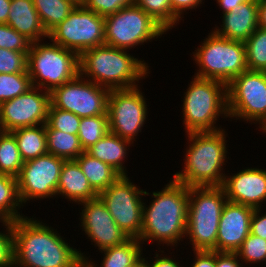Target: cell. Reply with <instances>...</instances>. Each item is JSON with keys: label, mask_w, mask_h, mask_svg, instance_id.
Wrapping results in <instances>:
<instances>
[{"label": "cell", "mask_w": 266, "mask_h": 267, "mask_svg": "<svg viewBox=\"0 0 266 267\" xmlns=\"http://www.w3.org/2000/svg\"><path fill=\"white\" fill-rule=\"evenodd\" d=\"M75 161L87 177L91 187L99 194L113 184L121 175L109 164L92 157L84 151Z\"/></svg>", "instance_id": "obj_25"}, {"label": "cell", "mask_w": 266, "mask_h": 267, "mask_svg": "<svg viewBox=\"0 0 266 267\" xmlns=\"http://www.w3.org/2000/svg\"><path fill=\"white\" fill-rule=\"evenodd\" d=\"M38 218L26 215L12 222L14 262L19 267H72L80 257H91Z\"/></svg>", "instance_id": "obj_2"}, {"label": "cell", "mask_w": 266, "mask_h": 267, "mask_svg": "<svg viewBox=\"0 0 266 267\" xmlns=\"http://www.w3.org/2000/svg\"><path fill=\"white\" fill-rule=\"evenodd\" d=\"M191 80L181 100L183 131L189 133L223 129L218 121L220 117L229 119L227 85L194 75Z\"/></svg>", "instance_id": "obj_5"}, {"label": "cell", "mask_w": 266, "mask_h": 267, "mask_svg": "<svg viewBox=\"0 0 266 267\" xmlns=\"http://www.w3.org/2000/svg\"><path fill=\"white\" fill-rule=\"evenodd\" d=\"M110 90L87 80L78 74L71 81L56 87L51 95V104L58 109L72 112L80 118L108 115Z\"/></svg>", "instance_id": "obj_15"}, {"label": "cell", "mask_w": 266, "mask_h": 267, "mask_svg": "<svg viewBox=\"0 0 266 267\" xmlns=\"http://www.w3.org/2000/svg\"><path fill=\"white\" fill-rule=\"evenodd\" d=\"M236 253L244 267L255 264L256 266L265 264L266 267V239L250 233Z\"/></svg>", "instance_id": "obj_35"}, {"label": "cell", "mask_w": 266, "mask_h": 267, "mask_svg": "<svg viewBox=\"0 0 266 267\" xmlns=\"http://www.w3.org/2000/svg\"><path fill=\"white\" fill-rule=\"evenodd\" d=\"M145 189L135 185L130 176L121 175L98 197L106 205L115 223L128 238L140 237Z\"/></svg>", "instance_id": "obj_12"}, {"label": "cell", "mask_w": 266, "mask_h": 267, "mask_svg": "<svg viewBox=\"0 0 266 267\" xmlns=\"http://www.w3.org/2000/svg\"><path fill=\"white\" fill-rule=\"evenodd\" d=\"M81 118L76 114L55 108L52 104L49 107L47 124L55 130L68 134H78Z\"/></svg>", "instance_id": "obj_36"}, {"label": "cell", "mask_w": 266, "mask_h": 267, "mask_svg": "<svg viewBox=\"0 0 266 267\" xmlns=\"http://www.w3.org/2000/svg\"><path fill=\"white\" fill-rule=\"evenodd\" d=\"M71 1H73L77 5H83L84 3V0H71Z\"/></svg>", "instance_id": "obj_51"}, {"label": "cell", "mask_w": 266, "mask_h": 267, "mask_svg": "<svg viewBox=\"0 0 266 267\" xmlns=\"http://www.w3.org/2000/svg\"><path fill=\"white\" fill-rule=\"evenodd\" d=\"M254 208L228 201L223 207L217 232L216 252H236L250 234Z\"/></svg>", "instance_id": "obj_19"}, {"label": "cell", "mask_w": 266, "mask_h": 267, "mask_svg": "<svg viewBox=\"0 0 266 267\" xmlns=\"http://www.w3.org/2000/svg\"><path fill=\"white\" fill-rule=\"evenodd\" d=\"M226 202V193L222 186L189 188L184 240L191 245L192 251H212L216 247L219 221Z\"/></svg>", "instance_id": "obj_7"}, {"label": "cell", "mask_w": 266, "mask_h": 267, "mask_svg": "<svg viewBox=\"0 0 266 267\" xmlns=\"http://www.w3.org/2000/svg\"><path fill=\"white\" fill-rule=\"evenodd\" d=\"M145 13L150 15L167 32L176 29L181 22L172 12L170 0H133ZM176 26V27H175Z\"/></svg>", "instance_id": "obj_32"}, {"label": "cell", "mask_w": 266, "mask_h": 267, "mask_svg": "<svg viewBox=\"0 0 266 267\" xmlns=\"http://www.w3.org/2000/svg\"><path fill=\"white\" fill-rule=\"evenodd\" d=\"M219 26L211 28L224 38L245 42L258 28V0H248L234 10L221 15Z\"/></svg>", "instance_id": "obj_20"}, {"label": "cell", "mask_w": 266, "mask_h": 267, "mask_svg": "<svg viewBox=\"0 0 266 267\" xmlns=\"http://www.w3.org/2000/svg\"><path fill=\"white\" fill-rule=\"evenodd\" d=\"M216 1L218 8L220 11L222 10L221 14H224L229 11H234L236 10L241 3L248 1V0H214Z\"/></svg>", "instance_id": "obj_46"}, {"label": "cell", "mask_w": 266, "mask_h": 267, "mask_svg": "<svg viewBox=\"0 0 266 267\" xmlns=\"http://www.w3.org/2000/svg\"><path fill=\"white\" fill-rule=\"evenodd\" d=\"M45 131L48 154L65 160H75L84 152L78 135L52 129L47 123L45 124Z\"/></svg>", "instance_id": "obj_27"}, {"label": "cell", "mask_w": 266, "mask_h": 267, "mask_svg": "<svg viewBox=\"0 0 266 267\" xmlns=\"http://www.w3.org/2000/svg\"><path fill=\"white\" fill-rule=\"evenodd\" d=\"M203 1L205 2V0H170L173 14L183 22L184 14L189 13V10L191 12L192 10H196V8L199 9V7L204 5Z\"/></svg>", "instance_id": "obj_42"}, {"label": "cell", "mask_w": 266, "mask_h": 267, "mask_svg": "<svg viewBox=\"0 0 266 267\" xmlns=\"http://www.w3.org/2000/svg\"><path fill=\"white\" fill-rule=\"evenodd\" d=\"M9 221L0 213V225H1V229L3 228V226H5Z\"/></svg>", "instance_id": "obj_50"}, {"label": "cell", "mask_w": 266, "mask_h": 267, "mask_svg": "<svg viewBox=\"0 0 266 267\" xmlns=\"http://www.w3.org/2000/svg\"><path fill=\"white\" fill-rule=\"evenodd\" d=\"M258 27L266 29V0H258Z\"/></svg>", "instance_id": "obj_47"}, {"label": "cell", "mask_w": 266, "mask_h": 267, "mask_svg": "<svg viewBox=\"0 0 266 267\" xmlns=\"http://www.w3.org/2000/svg\"><path fill=\"white\" fill-rule=\"evenodd\" d=\"M247 69L266 72V29L258 27L245 41Z\"/></svg>", "instance_id": "obj_33"}, {"label": "cell", "mask_w": 266, "mask_h": 267, "mask_svg": "<svg viewBox=\"0 0 266 267\" xmlns=\"http://www.w3.org/2000/svg\"><path fill=\"white\" fill-rule=\"evenodd\" d=\"M48 39L80 55L87 49L105 44L104 17L77 5L48 33Z\"/></svg>", "instance_id": "obj_13"}, {"label": "cell", "mask_w": 266, "mask_h": 267, "mask_svg": "<svg viewBox=\"0 0 266 267\" xmlns=\"http://www.w3.org/2000/svg\"><path fill=\"white\" fill-rule=\"evenodd\" d=\"M24 161L15 137L10 132L0 133V173L17 177Z\"/></svg>", "instance_id": "obj_30"}, {"label": "cell", "mask_w": 266, "mask_h": 267, "mask_svg": "<svg viewBox=\"0 0 266 267\" xmlns=\"http://www.w3.org/2000/svg\"><path fill=\"white\" fill-rule=\"evenodd\" d=\"M104 31L106 45L130 51L168 34L134 2L104 17Z\"/></svg>", "instance_id": "obj_9"}, {"label": "cell", "mask_w": 266, "mask_h": 267, "mask_svg": "<svg viewBox=\"0 0 266 267\" xmlns=\"http://www.w3.org/2000/svg\"><path fill=\"white\" fill-rule=\"evenodd\" d=\"M109 133L108 115L81 118L78 137L84 151Z\"/></svg>", "instance_id": "obj_31"}, {"label": "cell", "mask_w": 266, "mask_h": 267, "mask_svg": "<svg viewBox=\"0 0 266 267\" xmlns=\"http://www.w3.org/2000/svg\"><path fill=\"white\" fill-rule=\"evenodd\" d=\"M21 209L23 205L18 195L17 179L0 173V213L9 222H14L25 217Z\"/></svg>", "instance_id": "obj_29"}, {"label": "cell", "mask_w": 266, "mask_h": 267, "mask_svg": "<svg viewBox=\"0 0 266 267\" xmlns=\"http://www.w3.org/2000/svg\"><path fill=\"white\" fill-rule=\"evenodd\" d=\"M28 53L0 48V73H21L27 71Z\"/></svg>", "instance_id": "obj_38"}, {"label": "cell", "mask_w": 266, "mask_h": 267, "mask_svg": "<svg viewBox=\"0 0 266 267\" xmlns=\"http://www.w3.org/2000/svg\"><path fill=\"white\" fill-rule=\"evenodd\" d=\"M79 228L91 241V245L97 248L96 252L108 247L123 244L129 238L115 223L106 205L99 197L78 204ZM83 206V207H82Z\"/></svg>", "instance_id": "obj_17"}, {"label": "cell", "mask_w": 266, "mask_h": 267, "mask_svg": "<svg viewBox=\"0 0 266 267\" xmlns=\"http://www.w3.org/2000/svg\"><path fill=\"white\" fill-rule=\"evenodd\" d=\"M67 199L75 206L81 202L96 199L98 193L91 187L87 177L83 174L75 160H65L58 181L57 199Z\"/></svg>", "instance_id": "obj_21"}, {"label": "cell", "mask_w": 266, "mask_h": 267, "mask_svg": "<svg viewBox=\"0 0 266 267\" xmlns=\"http://www.w3.org/2000/svg\"><path fill=\"white\" fill-rule=\"evenodd\" d=\"M189 267H216V251L195 250Z\"/></svg>", "instance_id": "obj_44"}, {"label": "cell", "mask_w": 266, "mask_h": 267, "mask_svg": "<svg viewBox=\"0 0 266 267\" xmlns=\"http://www.w3.org/2000/svg\"><path fill=\"white\" fill-rule=\"evenodd\" d=\"M229 120L256 124L266 132V72H242L227 85ZM235 118V119H234ZM259 127V128H258Z\"/></svg>", "instance_id": "obj_10"}, {"label": "cell", "mask_w": 266, "mask_h": 267, "mask_svg": "<svg viewBox=\"0 0 266 267\" xmlns=\"http://www.w3.org/2000/svg\"><path fill=\"white\" fill-rule=\"evenodd\" d=\"M216 267H244L236 252H216Z\"/></svg>", "instance_id": "obj_45"}, {"label": "cell", "mask_w": 266, "mask_h": 267, "mask_svg": "<svg viewBox=\"0 0 266 267\" xmlns=\"http://www.w3.org/2000/svg\"><path fill=\"white\" fill-rule=\"evenodd\" d=\"M226 130L185 133L183 167L172 179L188 188L222 186L230 150Z\"/></svg>", "instance_id": "obj_3"}, {"label": "cell", "mask_w": 266, "mask_h": 267, "mask_svg": "<svg viewBox=\"0 0 266 267\" xmlns=\"http://www.w3.org/2000/svg\"><path fill=\"white\" fill-rule=\"evenodd\" d=\"M134 144L111 132L92 145L86 152L94 158L109 164L120 175H128L125 163Z\"/></svg>", "instance_id": "obj_23"}, {"label": "cell", "mask_w": 266, "mask_h": 267, "mask_svg": "<svg viewBox=\"0 0 266 267\" xmlns=\"http://www.w3.org/2000/svg\"><path fill=\"white\" fill-rule=\"evenodd\" d=\"M191 53L197 69L194 76L213 79L228 85L235 77L247 71L245 42L217 35L213 30Z\"/></svg>", "instance_id": "obj_6"}, {"label": "cell", "mask_w": 266, "mask_h": 267, "mask_svg": "<svg viewBox=\"0 0 266 267\" xmlns=\"http://www.w3.org/2000/svg\"><path fill=\"white\" fill-rule=\"evenodd\" d=\"M32 2L47 33L63 22L77 6L71 0H32Z\"/></svg>", "instance_id": "obj_28"}, {"label": "cell", "mask_w": 266, "mask_h": 267, "mask_svg": "<svg viewBox=\"0 0 266 267\" xmlns=\"http://www.w3.org/2000/svg\"><path fill=\"white\" fill-rule=\"evenodd\" d=\"M222 187L228 201L254 209L266 206L265 168L248 166L235 173H227Z\"/></svg>", "instance_id": "obj_18"}, {"label": "cell", "mask_w": 266, "mask_h": 267, "mask_svg": "<svg viewBox=\"0 0 266 267\" xmlns=\"http://www.w3.org/2000/svg\"><path fill=\"white\" fill-rule=\"evenodd\" d=\"M250 233L266 239V211L264 213L263 208L254 209L250 220Z\"/></svg>", "instance_id": "obj_43"}, {"label": "cell", "mask_w": 266, "mask_h": 267, "mask_svg": "<svg viewBox=\"0 0 266 267\" xmlns=\"http://www.w3.org/2000/svg\"><path fill=\"white\" fill-rule=\"evenodd\" d=\"M150 72V64L127 49L103 44L79 55V74L109 90L139 86Z\"/></svg>", "instance_id": "obj_4"}, {"label": "cell", "mask_w": 266, "mask_h": 267, "mask_svg": "<svg viewBox=\"0 0 266 267\" xmlns=\"http://www.w3.org/2000/svg\"><path fill=\"white\" fill-rule=\"evenodd\" d=\"M164 251L165 250H163V249H157L155 251V255L153 254V258L154 259L151 258V256L149 258V256L147 257L146 255H144V263L148 267H184V264L182 263L183 262L182 260L180 261L178 258L176 260L175 255H174V253H175L174 250H172L173 252H171V253L170 252L166 253ZM164 253H166V254H164ZM172 253H173V257L171 256ZM169 254H171V255H169Z\"/></svg>", "instance_id": "obj_41"}, {"label": "cell", "mask_w": 266, "mask_h": 267, "mask_svg": "<svg viewBox=\"0 0 266 267\" xmlns=\"http://www.w3.org/2000/svg\"><path fill=\"white\" fill-rule=\"evenodd\" d=\"M131 3H133V0H84L83 6L100 16L106 17Z\"/></svg>", "instance_id": "obj_39"}, {"label": "cell", "mask_w": 266, "mask_h": 267, "mask_svg": "<svg viewBox=\"0 0 266 267\" xmlns=\"http://www.w3.org/2000/svg\"><path fill=\"white\" fill-rule=\"evenodd\" d=\"M64 161L61 157L47 153L23 163L16 179L19 199L24 208L30 201L56 198Z\"/></svg>", "instance_id": "obj_14"}, {"label": "cell", "mask_w": 266, "mask_h": 267, "mask_svg": "<svg viewBox=\"0 0 266 267\" xmlns=\"http://www.w3.org/2000/svg\"><path fill=\"white\" fill-rule=\"evenodd\" d=\"M11 0H0V23H7Z\"/></svg>", "instance_id": "obj_48"}, {"label": "cell", "mask_w": 266, "mask_h": 267, "mask_svg": "<svg viewBox=\"0 0 266 267\" xmlns=\"http://www.w3.org/2000/svg\"><path fill=\"white\" fill-rule=\"evenodd\" d=\"M1 267H19V266L14 262L10 265H5V266H1Z\"/></svg>", "instance_id": "obj_52"}, {"label": "cell", "mask_w": 266, "mask_h": 267, "mask_svg": "<svg viewBox=\"0 0 266 267\" xmlns=\"http://www.w3.org/2000/svg\"><path fill=\"white\" fill-rule=\"evenodd\" d=\"M14 263V240L12 222L0 231V267Z\"/></svg>", "instance_id": "obj_40"}, {"label": "cell", "mask_w": 266, "mask_h": 267, "mask_svg": "<svg viewBox=\"0 0 266 267\" xmlns=\"http://www.w3.org/2000/svg\"><path fill=\"white\" fill-rule=\"evenodd\" d=\"M143 246L137 238H129L121 245L99 251L102 255L99 265L92 261L97 267H140L144 263L143 251H147Z\"/></svg>", "instance_id": "obj_24"}, {"label": "cell", "mask_w": 266, "mask_h": 267, "mask_svg": "<svg viewBox=\"0 0 266 267\" xmlns=\"http://www.w3.org/2000/svg\"><path fill=\"white\" fill-rule=\"evenodd\" d=\"M7 24L32 43L48 38L32 0H11Z\"/></svg>", "instance_id": "obj_22"}, {"label": "cell", "mask_w": 266, "mask_h": 267, "mask_svg": "<svg viewBox=\"0 0 266 267\" xmlns=\"http://www.w3.org/2000/svg\"><path fill=\"white\" fill-rule=\"evenodd\" d=\"M10 133L16 139L24 162L48 153L45 124L18 128Z\"/></svg>", "instance_id": "obj_26"}, {"label": "cell", "mask_w": 266, "mask_h": 267, "mask_svg": "<svg viewBox=\"0 0 266 267\" xmlns=\"http://www.w3.org/2000/svg\"><path fill=\"white\" fill-rule=\"evenodd\" d=\"M50 105V92L31 87L26 93L0 105L1 131L12 132L18 128L46 124Z\"/></svg>", "instance_id": "obj_16"}, {"label": "cell", "mask_w": 266, "mask_h": 267, "mask_svg": "<svg viewBox=\"0 0 266 267\" xmlns=\"http://www.w3.org/2000/svg\"><path fill=\"white\" fill-rule=\"evenodd\" d=\"M27 71L33 87L52 92L79 74V55L50 39L33 42L28 52Z\"/></svg>", "instance_id": "obj_8"}, {"label": "cell", "mask_w": 266, "mask_h": 267, "mask_svg": "<svg viewBox=\"0 0 266 267\" xmlns=\"http://www.w3.org/2000/svg\"><path fill=\"white\" fill-rule=\"evenodd\" d=\"M140 267H148L145 263H143Z\"/></svg>", "instance_id": "obj_53"}, {"label": "cell", "mask_w": 266, "mask_h": 267, "mask_svg": "<svg viewBox=\"0 0 266 267\" xmlns=\"http://www.w3.org/2000/svg\"><path fill=\"white\" fill-rule=\"evenodd\" d=\"M32 42L24 35L11 28L7 23H0V48L28 53Z\"/></svg>", "instance_id": "obj_37"}, {"label": "cell", "mask_w": 266, "mask_h": 267, "mask_svg": "<svg viewBox=\"0 0 266 267\" xmlns=\"http://www.w3.org/2000/svg\"><path fill=\"white\" fill-rule=\"evenodd\" d=\"M93 258H84L80 257L72 267H97L96 264L92 261Z\"/></svg>", "instance_id": "obj_49"}, {"label": "cell", "mask_w": 266, "mask_h": 267, "mask_svg": "<svg viewBox=\"0 0 266 267\" xmlns=\"http://www.w3.org/2000/svg\"><path fill=\"white\" fill-rule=\"evenodd\" d=\"M171 179L160 191L150 193L145 190L144 197L151 196L153 199L147 205L148 200L144 198L142 229L138 239L145 246L156 243L161 249L163 245L162 249L167 248V252L184 244L189 205V188Z\"/></svg>", "instance_id": "obj_1"}, {"label": "cell", "mask_w": 266, "mask_h": 267, "mask_svg": "<svg viewBox=\"0 0 266 267\" xmlns=\"http://www.w3.org/2000/svg\"><path fill=\"white\" fill-rule=\"evenodd\" d=\"M31 87L33 86L28 72L0 73V105L26 93Z\"/></svg>", "instance_id": "obj_34"}, {"label": "cell", "mask_w": 266, "mask_h": 267, "mask_svg": "<svg viewBox=\"0 0 266 267\" xmlns=\"http://www.w3.org/2000/svg\"><path fill=\"white\" fill-rule=\"evenodd\" d=\"M140 86L110 90L108 97L109 132L133 144L139 139L137 137L140 136L139 133L142 134L149 119V102Z\"/></svg>", "instance_id": "obj_11"}]
</instances>
